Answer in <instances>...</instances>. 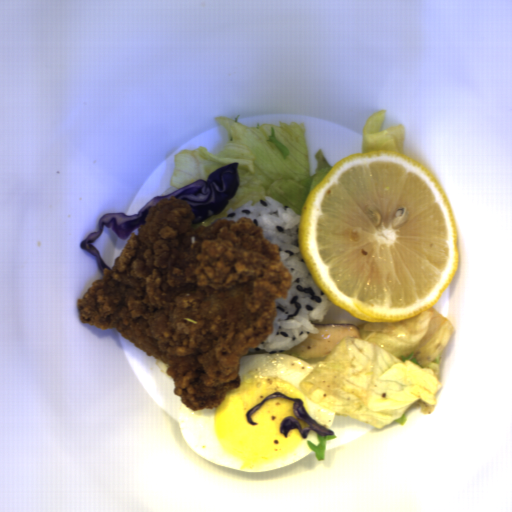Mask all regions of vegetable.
Wrapping results in <instances>:
<instances>
[{"instance_id": "vegetable-2", "label": "vegetable", "mask_w": 512, "mask_h": 512, "mask_svg": "<svg viewBox=\"0 0 512 512\" xmlns=\"http://www.w3.org/2000/svg\"><path fill=\"white\" fill-rule=\"evenodd\" d=\"M215 122L228 133V141L217 152L206 147L181 149L174 156L175 171L170 185L176 190L196 180H207L210 172L239 163L237 191L225 210L192 227L209 226L249 200L273 197L283 206L301 214L309 192L333 167L321 150L314 154L315 174H310L308 139L303 123L247 126L228 116L217 115Z\"/></svg>"}, {"instance_id": "vegetable-3", "label": "vegetable", "mask_w": 512, "mask_h": 512, "mask_svg": "<svg viewBox=\"0 0 512 512\" xmlns=\"http://www.w3.org/2000/svg\"><path fill=\"white\" fill-rule=\"evenodd\" d=\"M387 112L377 110L365 123L362 134V151L395 150L404 154L406 130L403 125L392 126L381 130Z\"/></svg>"}, {"instance_id": "vegetable-4", "label": "vegetable", "mask_w": 512, "mask_h": 512, "mask_svg": "<svg viewBox=\"0 0 512 512\" xmlns=\"http://www.w3.org/2000/svg\"><path fill=\"white\" fill-rule=\"evenodd\" d=\"M316 437H317V440H318V445L314 444L310 440H307V444L314 451L317 460L320 462V461L325 460V450H326V445H327L328 441L329 440H333V439H337V436L334 435V434L333 435L321 436L317 432Z\"/></svg>"}, {"instance_id": "vegetable-1", "label": "vegetable", "mask_w": 512, "mask_h": 512, "mask_svg": "<svg viewBox=\"0 0 512 512\" xmlns=\"http://www.w3.org/2000/svg\"><path fill=\"white\" fill-rule=\"evenodd\" d=\"M360 338H343L299 383L317 407L383 428L406 424L420 405L432 414L442 388L439 356L456 329L433 307L400 322L356 325Z\"/></svg>"}]
</instances>
